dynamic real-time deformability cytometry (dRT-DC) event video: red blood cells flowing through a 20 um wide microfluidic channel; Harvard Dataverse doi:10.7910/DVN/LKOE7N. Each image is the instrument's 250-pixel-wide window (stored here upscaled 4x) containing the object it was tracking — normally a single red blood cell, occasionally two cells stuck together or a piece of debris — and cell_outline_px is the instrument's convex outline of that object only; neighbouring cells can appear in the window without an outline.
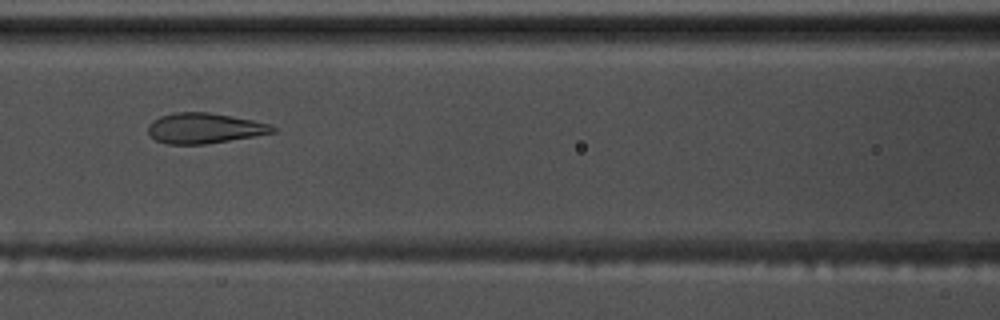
{"species": "common noctule bat (a hibernating species)", "species_latin": "Nyctalus noctula", "temperature_condition": "warm", "stored_images_in_passage": 40, "camera_frame_rate_fps": 3000, "um_per_image_px": 0.085, "animal": {"sex": "male", "body_mass_g": 17.5, "forearm_length_mm": 52.3}, "frame": {"image": 1, "passage_image": 8, "time_ms": 2.333, "image_size_px": [1000, 320], "cell_outline_px": [[276, 132], [204, 144], [168, 144], [156, 140], [148, 132], [148, 124], [152, 120], [160, 116], [176, 112], [208, 112], [252, 120], [272, 124], [276, 128]], "centroid_in_image_um": [17.36, 10.89], "position_along_channel_um": 149.2, "area_um2": 21.85}}
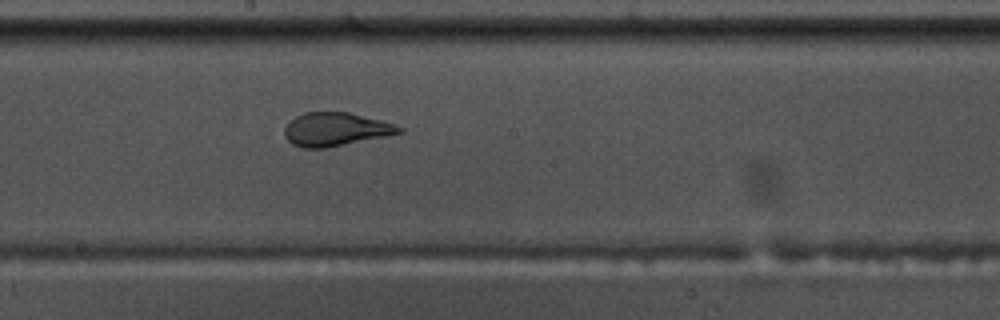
{"frame": {"image": 2, "passage_image": 14, "time_ms": 4.333, "image_size_px": [1000, 320], "cell_outline_px": [[404, 132], [324, 148], [304, 148], [292, 144], [284, 136], [284, 128], [296, 116], [304, 112], [348, 112], [396, 124], [404, 128]], "centroid_in_image_um": [28.52, 10.98], "position_along_channel_um": 219.7, "area_um2": 22.08}}
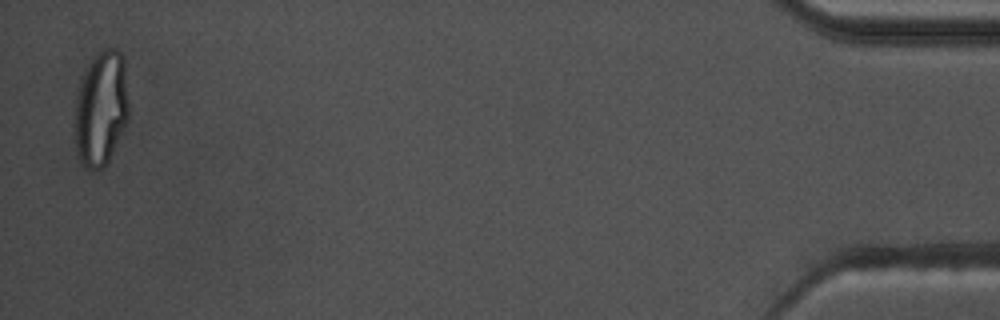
{"frame": {"image": 3, "passage_image": 39, "time_ms": 12.667, "image_size_px": [1000, 320], "cell_outline_px": [[128, 120], [104, 168], [88, 168], [80, 160], [76, 152], [76, 92], [84, 68], [104, 48], [116, 48], [120, 52], [124, 60], [128, 100]], "centroid_in_image_um": [8.59, 9.17], "position_along_channel_um": 426.6, "area_um2": 35.84}}